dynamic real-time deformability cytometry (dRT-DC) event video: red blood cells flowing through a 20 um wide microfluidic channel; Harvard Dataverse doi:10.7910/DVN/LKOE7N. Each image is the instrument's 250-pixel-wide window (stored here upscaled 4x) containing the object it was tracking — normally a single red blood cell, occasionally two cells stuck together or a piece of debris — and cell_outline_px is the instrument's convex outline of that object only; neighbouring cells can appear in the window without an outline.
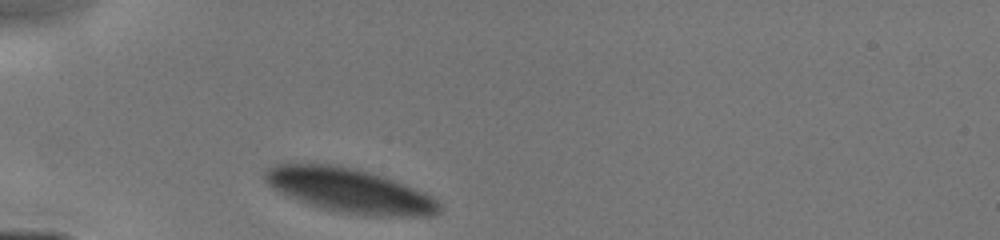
{"species": "human", "species_latin": "Homo sapiens", "temperature_condition": "cold", "stored_images_in_passage": 29, "camera_frame_rate_fps": 3000, "um_per_image_px": 0.085, "donor": {"sex": "male"}, "frame": {"image": 1, "passage_image": 1, "time_ms": 0.0, "image_size_px": [1000, 240], "cell_outline_px": [[444, 208], [440, 212], [432, 216], [372, 216], [344, 212], [320, 208], [296, 200], [272, 188], [264, 180], [264, 168], [276, 164], [332, 164], [356, 168], [384, 176], [424, 192], [432, 196]], "centroid_in_image_um": [29.72, 16.19], "position_along_channel_um": 55.3, "area_um2": 45.2}}
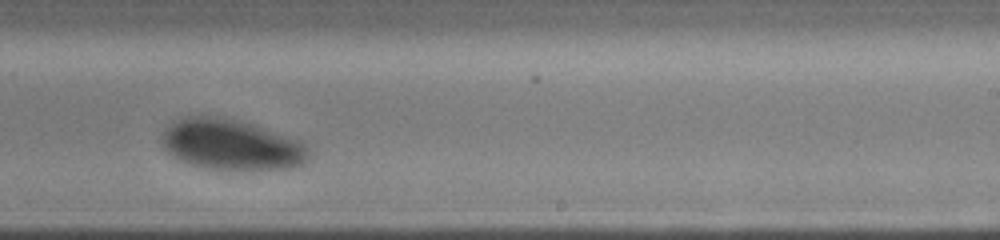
{"frame": {"image": 2, "passage_image": 19, "time_ms": 5.333, "image_size_px": [1000, 240], "cell_outline_px": [[308, 156], [304, 164], [300, 168], [200, 168], [188, 164], [172, 156], [164, 148], [160, 140], [160, 136], [164, 128], [176, 120], [188, 116], [208, 116], [232, 120], [252, 124], [300, 140], [308, 148]], "centroid_in_image_um": [19.62, 12.3], "position_along_channel_um": 269.4, "area_um2": 42.89}}
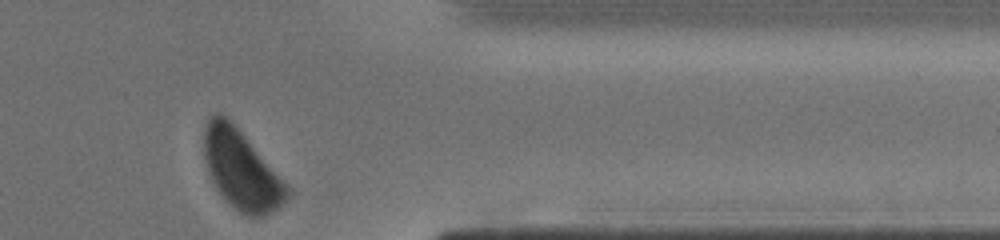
{"frame": {"image": 3, "passage_image": 29, "time_ms": 8.333, "image_size_px": [1000, 240], "cell_outline_px": [[292, 192], [276, 208], [260, 216], [244, 216], [228, 204], [216, 188], [208, 172], [204, 156], [204, 128], [208, 116], [216, 112], [220, 112], [244, 136], [292, 188]], "centroid_in_image_um": [20.49, 14.44], "position_along_channel_um": 390.9, "area_um2": 37.97}}